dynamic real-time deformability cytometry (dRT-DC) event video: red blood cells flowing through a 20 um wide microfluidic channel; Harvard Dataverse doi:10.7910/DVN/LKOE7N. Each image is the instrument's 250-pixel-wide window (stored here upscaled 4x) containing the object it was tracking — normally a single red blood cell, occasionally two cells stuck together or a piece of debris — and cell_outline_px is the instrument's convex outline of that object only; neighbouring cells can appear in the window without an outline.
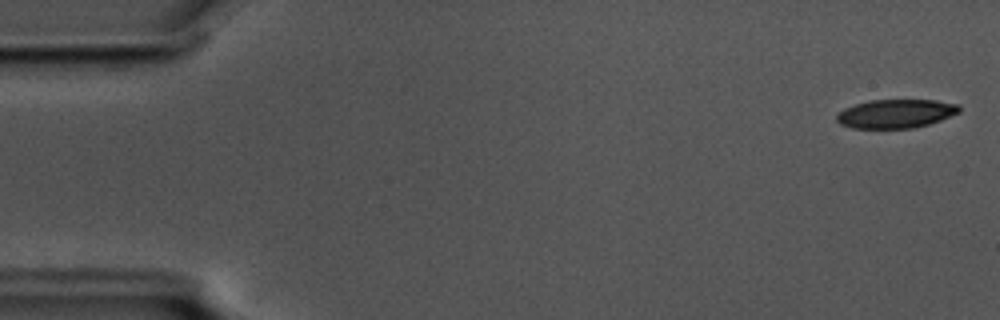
{"species": "common noctule bat (a hibernating species)", "species_latin": "Nyctalus noctula", "temperature_condition": "cold", "stored_images_in_passage": 56, "camera_frame_rate_fps": 3000, "um_per_image_px": 0.085, "animal": {"sex": "male", "body_mass_g": 17.5, "forearm_length_mm": 52.3}, "frame": {"image": 1, "passage_image": 2, "time_ms": 0.333, "image_size_px": [1000, 320], "cell_outline_px": [[960, 112], [940, 120], [916, 128], [852, 128], [840, 124], [836, 120], [836, 116], [844, 108], [856, 104], [872, 100], [936, 100], [960, 104]], "centroid_in_image_um": [76.16, 9.66], "position_along_channel_um": 8.8, "area_um2": 20.52}}
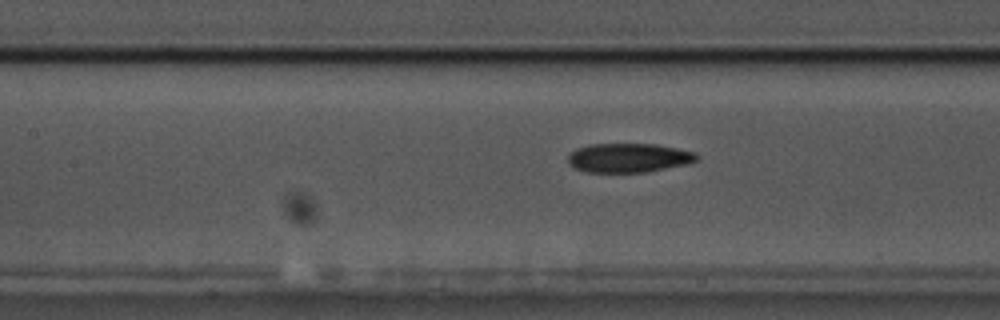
{"frame": {"image": 2, "passage_image": 25, "time_ms": 8.0, "image_size_px": [1000, 320], "cell_outline_px": [[700, 156], [696, 160], [688, 164], [648, 172], [584, 172], [572, 168], [568, 164], [568, 156], [576, 148], [588, 144], [656, 144], [696, 152]], "centroid_in_image_um": [53.42, 13.42], "position_along_channel_um": 154.0, "area_um2": 22.14}}
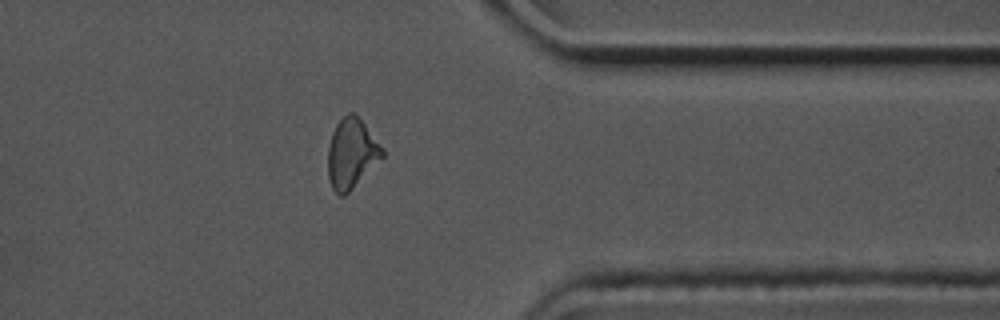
{"frame": {"image": 3, "passage_image": 45, "time_ms": 14.667, "image_size_px": [1000, 320], "cell_outline_px": [[384, 156], [344, 196], [340, 196], [332, 188], [328, 176], [328, 144], [332, 132], [336, 124], [348, 112], [356, 112], [384, 148]], "centroid_in_image_um": [29.88, 13.0], "position_along_channel_um": 381.5, "area_um2": 22.2}, "authors_computed_cell_mechanics": {"area_um2": 22.3108, "velocity_mm_per_s": 3.5723, "shape_relaxation_time_tau1_ms": 4.5038, "shape_relaxation_time_tau2_ms": 4.477, "deformation_change_tau1": 0.1302, "deformation_change_tau2": 0.1158}}